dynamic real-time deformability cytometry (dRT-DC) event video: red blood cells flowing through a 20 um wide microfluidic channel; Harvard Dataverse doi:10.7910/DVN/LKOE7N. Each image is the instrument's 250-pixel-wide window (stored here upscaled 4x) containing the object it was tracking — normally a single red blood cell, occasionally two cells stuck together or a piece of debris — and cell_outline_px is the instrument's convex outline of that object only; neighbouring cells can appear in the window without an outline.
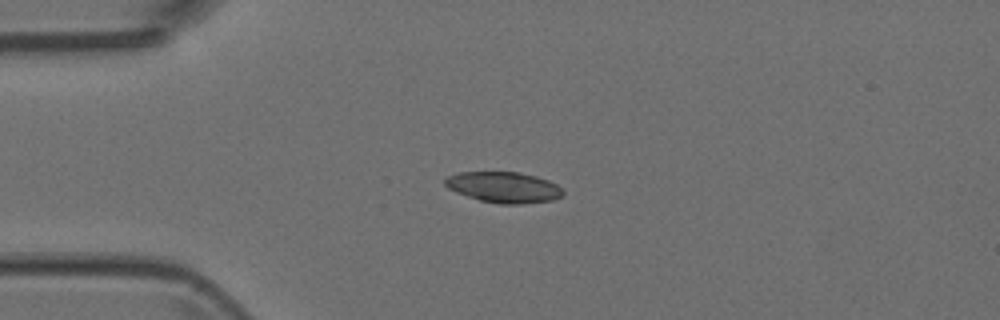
{"species": "Egyptian fruit bat (a non-hibernating species)", "species_latin": "Rousettus aegyptiacus", "temperature_condition": "room temperature", "stored_images_in_passage": 3, "camera_frame_rate_fps": 3000, "um_per_image_px": 0.085, "animal": {"sex": "female"}, "frame": {"image": 1, "passage_image": 1, "time_ms": 0.0, "image_size_px": [1000, 320], "cell_outline_px": [[564, 192], [560, 196], [552, 200], [520, 204], [500, 204], [480, 200], [456, 192], [448, 188], [444, 184], [444, 180], [448, 176], [460, 172], [520, 172], [536, 176], [548, 180], [556, 184]], "centroid_in_image_um": [42.8, 15.91], "position_along_channel_um": 42.2, "area_um2": 21.04}}
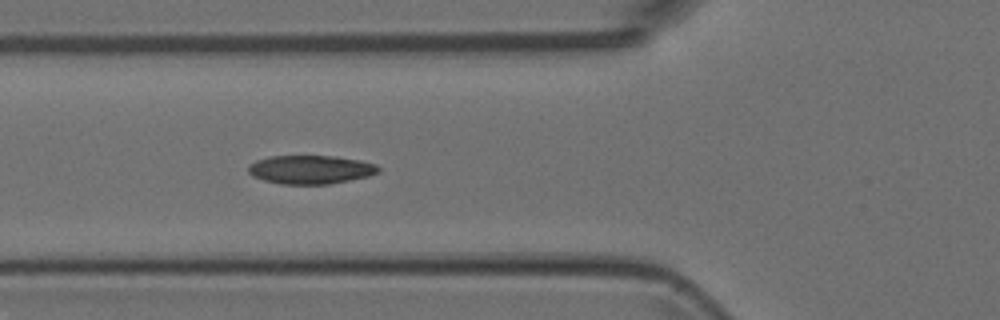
{"frame": {"image": 2, "passage_image": 3, "time_ms": 0.667, "image_size_px": [1000, 320], "cell_outline_px": [[380, 172], [368, 176], [328, 184], [280, 184], [264, 180], [252, 176], [248, 172], [248, 164], [256, 160], [268, 156], [336, 156], [360, 160], [376, 164], [380, 168]], "centroid_in_image_um": [26.38, 14.41], "position_along_channel_um": 99.4, "area_um2": 21.79}}